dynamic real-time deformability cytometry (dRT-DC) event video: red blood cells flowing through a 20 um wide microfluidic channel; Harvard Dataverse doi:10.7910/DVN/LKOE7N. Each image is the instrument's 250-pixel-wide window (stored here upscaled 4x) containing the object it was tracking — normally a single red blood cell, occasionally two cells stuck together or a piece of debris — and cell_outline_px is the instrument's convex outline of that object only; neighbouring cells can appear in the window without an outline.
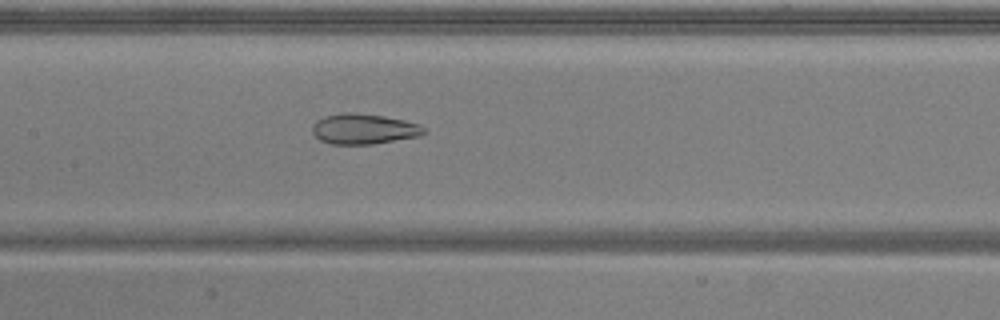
{"species": "common noctule bat (a hibernating species)", "species_latin": "Nyctalus noctula", "temperature_condition": "warm", "stored_images_in_passage": 40, "camera_frame_rate_fps": 3000, "um_per_image_px": 0.085, "animal": {"sex": "male", "body_mass_g": 20.5, "forearm_length_mm": 52.5}, "frame": {"image": 1, "passage_image": 12, "time_ms": 3.667, "image_size_px": [1000, 320], "cell_outline_px": [[428, 132], [420, 136], [372, 144], [332, 144], [320, 140], [312, 132], [312, 124], [316, 120], [324, 116], [344, 112], [356, 112], [384, 116], [404, 120], [420, 124], [428, 128]], "centroid_in_image_um": [30.95, 10.95], "position_along_channel_um": 176.4, "area_um2": 20.06}}
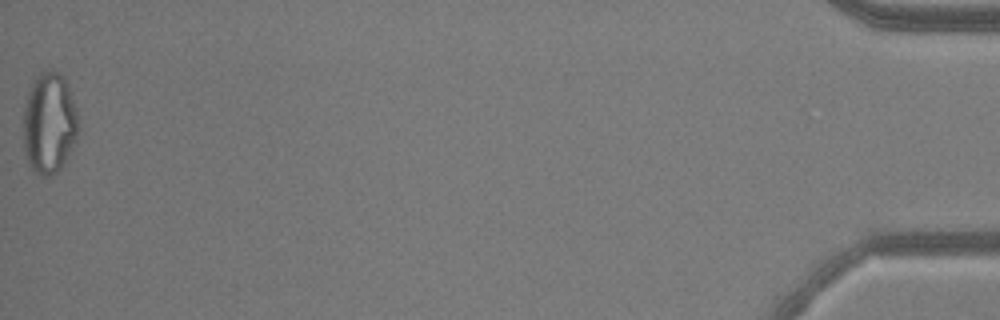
{"frame": {"image": 2, "passage_image": 40, "time_ms": 13.0, "image_size_px": [1000, 320], "cell_outline_px": [[80, 128], [76, 140], [60, 168], [56, 172], [48, 176], [40, 176], [32, 168], [28, 160], [24, 148], [24, 104], [28, 92], [32, 84], [40, 72], [60, 72], [64, 76], [76, 108]], "centroid_in_image_um": [4.2, 10.46], "position_along_channel_um": 431.0, "area_um2": 32.14}, "authors_computed_cell_mechanics": {"area_um2": 23.0622, "velocity_mm_per_s": 3.8609, "shape_relaxation_time_tau1_ms": null, "shape_relaxation_time_tau2_ms": 1.7116, "deformation_change_tau1": null, "deformation_change_tau2": 0.0976}}